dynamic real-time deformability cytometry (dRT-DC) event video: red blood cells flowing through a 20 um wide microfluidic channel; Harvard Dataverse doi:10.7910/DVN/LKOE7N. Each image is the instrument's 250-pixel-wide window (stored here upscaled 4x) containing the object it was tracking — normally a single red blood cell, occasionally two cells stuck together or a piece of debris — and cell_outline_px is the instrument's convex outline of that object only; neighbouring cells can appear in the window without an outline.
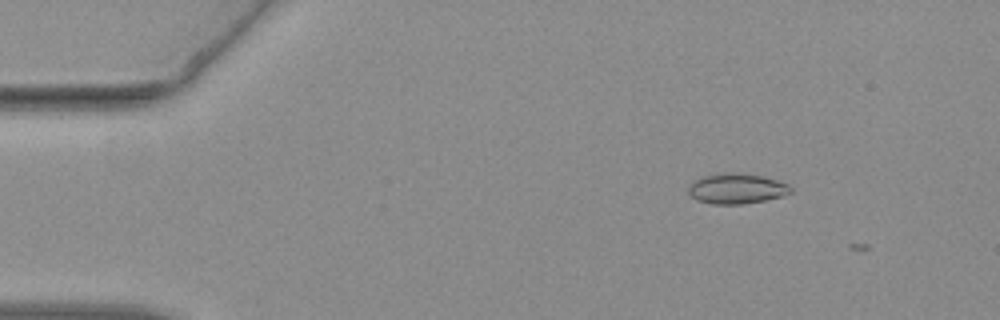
{"species": "common noctule bat (a hibernating species)", "species_latin": "Nyctalus noctula", "temperature_condition": "warm", "stored_images_in_passage": 3, "camera_frame_rate_fps": 3000, "um_per_image_px": 0.085, "animal": {"sex": "female", "body_mass_g": 19.3, "forearm_length_mm": 54.1}, "frame": {"image": 1, "passage_image": 2, "time_ms": 0.333, "image_size_px": [1000, 320], "cell_outline_px": [[792, 192], [784, 196], [744, 204], [712, 204], [696, 200], [688, 196], [688, 184], [704, 176], [724, 172], [736, 172], [764, 176], [788, 184], [792, 188]], "centroid_in_image_um": [62.59, 16.03], "position_along_channel_um": 22.4, "area_um2": 18.32}}